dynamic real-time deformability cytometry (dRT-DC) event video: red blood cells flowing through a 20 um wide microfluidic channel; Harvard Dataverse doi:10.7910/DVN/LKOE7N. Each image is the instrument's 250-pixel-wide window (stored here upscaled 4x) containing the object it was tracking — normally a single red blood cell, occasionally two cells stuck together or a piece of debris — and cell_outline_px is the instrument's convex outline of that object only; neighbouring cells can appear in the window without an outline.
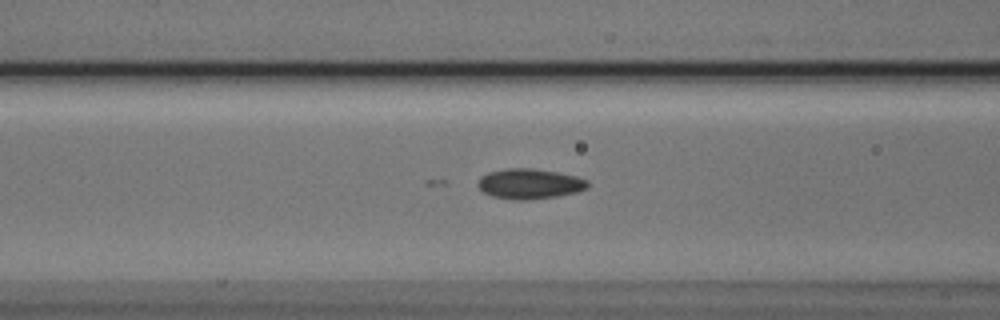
{"species": "Egyptian fruit bat (a non-hibernating species)", "species_latin": "Rousettus aegyptiacus", "temperature_condition": "cold", "stored_images_in_passage": 36, "camera_frame_rate_fps": 3000, "um_per_image_px": 0.085, "animal": {"sex": "male"}, "frame": {"image": 1, "passage_image": 5, "time_ms": 1.333, "image_size_px": [1000, 320], "cell_outline_px": [[588, 188], [576, 192], [556, 196], [528, 200], [512, 200], [492, 196], [484, 192], [476, 184], [480, 176], [488, 172], [508, 168], [532, 168], [556, 172], [576, 176], [588, 180]], "centroid_in_image_um": [44.99, 15.62], "position_along_channel_um": 121.6, "area_um2": 19.36}}
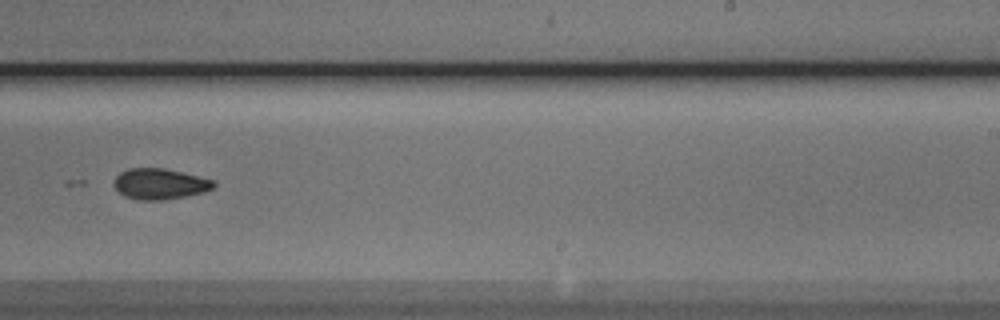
{"frame": {"image": 2, "passage_image": 17, "time_ms": 5.333, "image_size_px": [1000, 320], "cell_outline_px": [[216, 184], [212, 188], [204, 192], [164, 200], [140, 200], [124, 196], [112, 184], [116, 176], [120, 172], [128, 168], [164, 168], [212, 180]], "centroid_in_image_um": [13.53, 15.63], "position_along_channel_um": 275.5, "area_um2": 17.69}}
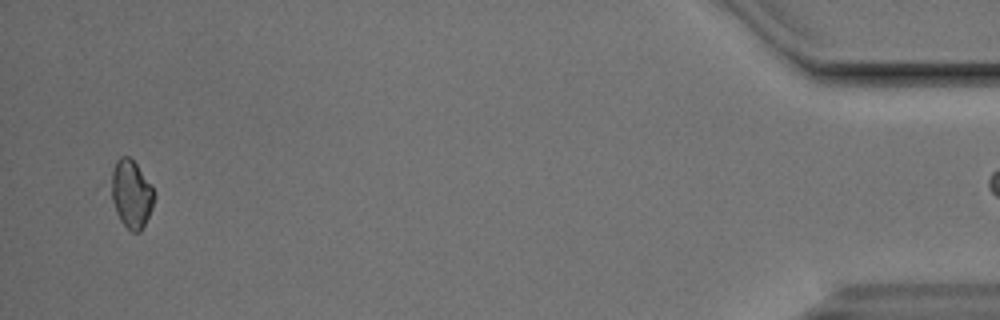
{"frame": {"image": 3, "passage_image": 35, "time_ms": 11.333, "image_size_px": [1000, 320], "cell_outline_px": [[152, 208], [140, 232], [132, 232], [120, 220], [116, 212], [112, 200], [112, 172], [116, 160], [120, 156], [128, 156], [136, 164], [152, 184]], "centroid_in_image_um": [11.15, 16.47], "position_along_channel_um": 424.1, "area_um2": 16.53}}